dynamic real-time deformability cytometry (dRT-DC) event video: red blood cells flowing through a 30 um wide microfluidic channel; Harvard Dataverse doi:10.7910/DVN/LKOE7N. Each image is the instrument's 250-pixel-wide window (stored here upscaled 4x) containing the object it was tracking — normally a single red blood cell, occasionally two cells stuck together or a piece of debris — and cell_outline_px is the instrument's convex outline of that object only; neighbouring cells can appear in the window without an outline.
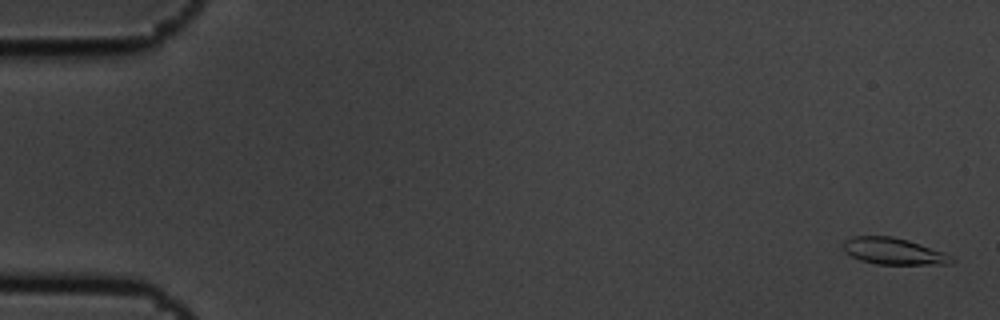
{"species": "common noctule bat (a hibernating species)", "species_latin": "Nyctalus noctula", "temperature_condition": "cold", "stored_images_in_passage": 8, "camera_frame_rate_fps": 3000, "um_per_image_px": 0.085, "animal": {"sex": "male", "body_mass_g": 19.5, "forearm_length_mm": 54.6}, "frame": {"image": 1, "passage_image": 1, "time_ms": 0.0, "image_size_px": [1000, 320], "cell_outline_px": [[956, 260], [952, 264], [876, 264], [860, 260], [852, 256], [844, 248], [844, 240], [852, 236], [892, 236], [908, 240], [944, 252], [952, 256]], "centroid_in_image_um": [75.99, 21.35], "position_along_channel_um": 9.0, "area_um2": 16.7}}
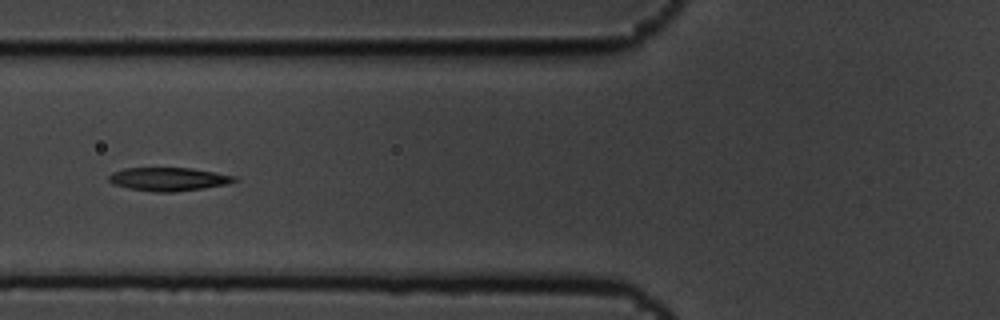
{"frame": {"image": 2, "passage_image": 6, "time_ms": 1.667, "image_size_px": [1000, 320], "cell_outline_px": [[240, 180], [224, 184], [204, 188], [172, 192], [156, 192], [128, 188], [112, 184], [108, 180], [108, 176], [112, 172], [124, 168], [192, 168], [236, 176]], "centroid_in_image_um": [14.3, 15.22], "position_along_channel_um": 111.5, "area_um2": 17.11}}
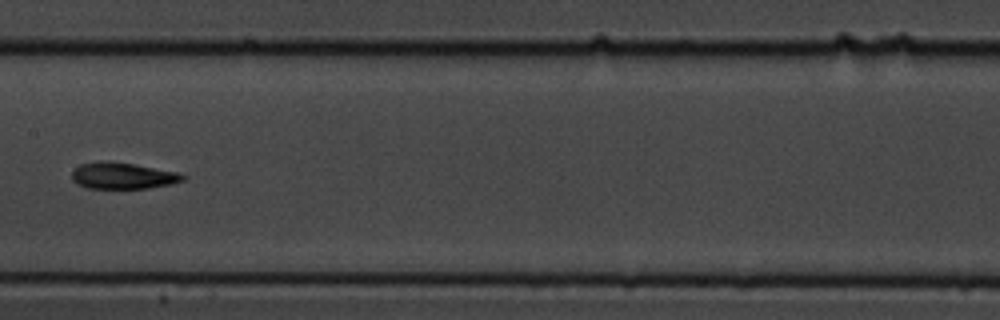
{"frame": {"image": 3, "passage_image": 8, "time_ms": 2.333, "image_size_px": [1000, 320], "cell_outline_px": [[188, 176], [184, 180], [172, 184], [148, 188], [88, 188], [76, 184], [72, 180], [72, 172], [80, 164], [100, 160], [108, 160], [180, 172]], "centroid_in_image_um": [10.45, 14.93], "position_along_channel_um": 197.0, "area_um2": 17.28}}